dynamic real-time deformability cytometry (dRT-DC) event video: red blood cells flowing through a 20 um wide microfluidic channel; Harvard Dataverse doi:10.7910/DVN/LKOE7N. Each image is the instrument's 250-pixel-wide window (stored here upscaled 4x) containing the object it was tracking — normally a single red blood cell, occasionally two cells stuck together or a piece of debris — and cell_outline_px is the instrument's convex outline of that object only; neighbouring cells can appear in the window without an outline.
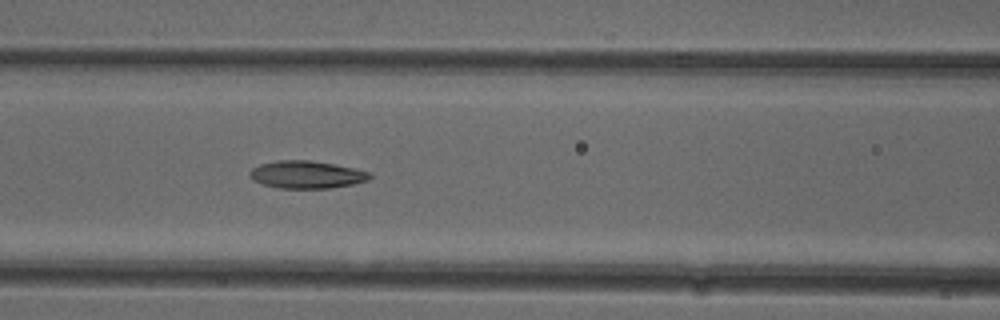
{"species": "common noctule bat (a hibernating species)", "species_latin": "Nyctalus noctula", "temperature_condition": "cold", "stored_images_in_passage": 19, "camera_frame_rate_fps": 3000, "um_per_image_px": 0.085, "animal": {"sex": "female"}, "frame": {"image": 1, "passage_image": 16, "time_ms": 5.0, "image_size_px": [1000, 320], "cell_outline_px": [[372, 176], [368, 180], [352, 184], [328, 188], [280, 188], [264, 184], [256, 180], [248, 172], [252, 168], [260, 164], [276, 160], [308, 160], [332, 164], [372, 172]], "centroid_in_image_um": [26.08, 14.83], "position_along_channel_um": 140.5, "area_um2": 18.96}}
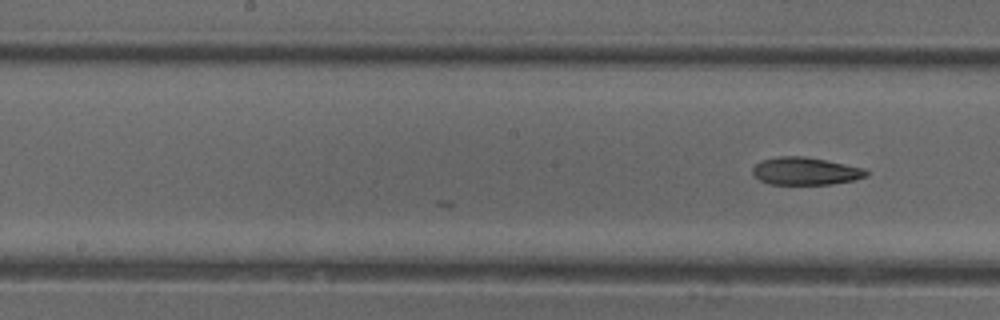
{"frame": {"image": 2, "passage_image": 19, "time_ms": 6.0, "image_size_px": [1000, 320], "cell_outline_px": [[868, 176], [856, 180], [832, 184], [768, 184], [760, 180], [752, 172], [752, 168], [760, 160], [780, 156], [804, 156], [864, 168], [868, 172]], "centroid_in_image_um": [68.46, 14.55], "position_along_channel_um": 179.7, "area_um2": 18.26}}